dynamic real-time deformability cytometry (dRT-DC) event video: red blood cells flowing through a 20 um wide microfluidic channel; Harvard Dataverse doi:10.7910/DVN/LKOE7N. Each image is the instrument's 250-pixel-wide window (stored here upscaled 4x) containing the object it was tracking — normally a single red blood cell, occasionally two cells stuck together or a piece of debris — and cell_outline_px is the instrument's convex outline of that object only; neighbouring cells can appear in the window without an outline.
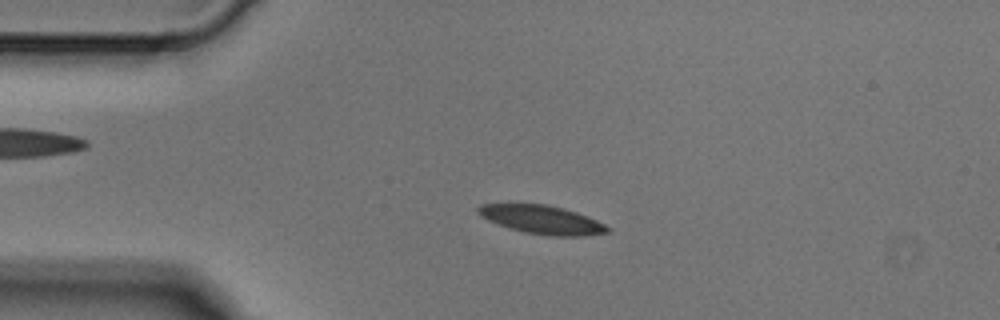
{"species": "Egyptian fruit bat (a non-hibernating species)", "species_latin": "Rousettus aegyptiacus", "temperature_condition": "cold", "stored_images_in_passage": 6, "camera_frame_rate_fps": 3000, "um_per_image_px": 0.085, "animal": {"sex": "male"}, "frame": {"image": 1, "passage_image": 2, "time_ms": 0.333, "image_size_px": [1000, 320], "cell_outline_px": [[612, 228], [608, 232], [584, 236], [552, 236], [524, 232], [508, 228], [488, 220], [480, 216], [476, 212], [476, 208], [480, 204], [544, 204], [564, 208], [576, 212], [596, 220]], "centroid_in_image_um": [46.05, 18.67], "position_along_channel_um": 39.0, "area_um2": 21.5}}
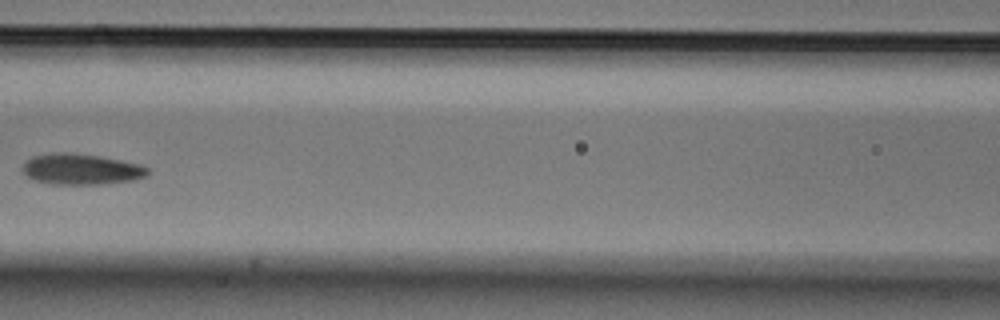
{"frame": {"image": 2, "passage_image": 5, "time_ms": 1.333, "image_size_px": [1000, 320], "cell_outline_px": [[148, 176], [132, 180], [100, 184], [52, 184], [36, 180], [28, 176], [24, 172], [24, 164], [32, 156], [56, 152], [72, 152], [100, 156], [140, 164], [148, 168]], "centroid_in_image_um": [6.93, 14.37], "position_along_channel_um": 159.7, "area_um2": 22.31}}
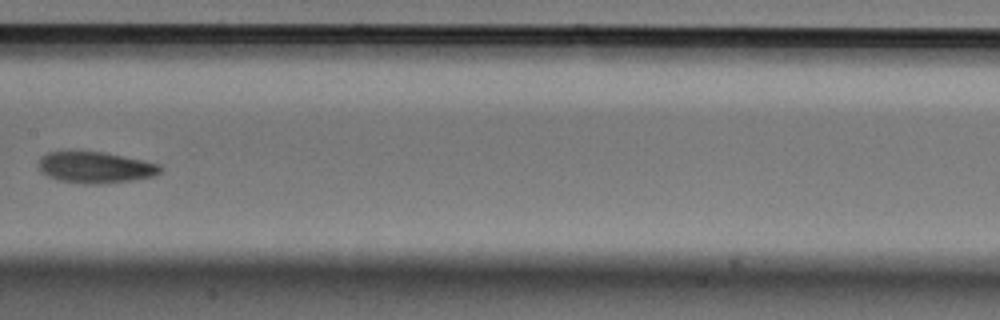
{"frame": {"image": 3, "passage_image": 6, "time_ms": 1.667, "image_size_px": [1000, 320], "cell_outline_px": [[164, 168], [160, 172], [152, 176], [132, 180], [96, 184], [84, 184], [60, 180], [48, 176], [40, 172], [40, 156], [48, 152], [104, 152], [144, 160], [160, 164]], "centroid_in_image_um": [8.13, 14.23], "position_along_channel_um": 199.3, "area_um2": 22.02}}